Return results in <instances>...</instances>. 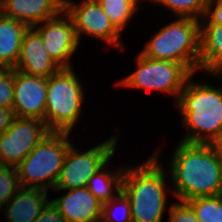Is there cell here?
Segmentation results:
<instances>
[{
    "label": "cell",
    "mask_w": 222,
    "mask_h": 222,
    "mask_svg": "<svg viewBox=\"0 0 222 222\" xmlns=\"http://www.w3.org/2000/svg\"><path fill=\"white\" fill-rule=\"evenodd\" d=\"M172 155L173 193L179 201L222 195V158L210 143L181 141Z\"/></svg>",
    "instance_id": "obj_1"
},
{
    "label": "cell",
    "mask_w": 222,
    "mask_h": 222,
    "mask_svg": "<svg viewBox=\"0 0 222 222\" xmlns=\"http://www.w3.org/2000/svg\"><path fill=\"white\" fill-rule=\"evenodd\" d=\"M158 156L137 167L124 168L121 191L127 196L132 222H161L166 210L167 189Z\"/></svg>",
    "instance_id": "obj_2"
},
{
    "label": "cell",
    "mask_w": 222,
    "mask_h": 222,
    "mask_svg": "<svg viewBox=\"0 0 222 222\" xmlns=\"http://www.w3.org/2000/svg\"><path fill=\"white\" fill-rule=\"evenodd\" d=\"M191 78L176 102L183 125L190 129L182 141L210 143L222 129V89L194 83Z\"/></svg>",
    "instance_id": "obj_3"
},
{
    "label": "cell",
    "mask_w": 222,
    "mask_h": 222,
    "mask_svg": "<svg viewBox=\"0 0 222 222\" xmlns=\"http://www.w3.org/2000/svg\"><path fill=\"white\" fill-rule=\"evenodd\" d=\"M200 22L178 17L154 34L141 54L156 60L178 62L193 75L199 69Z\"/></svg>",
    "instance_id": "obj_4"
},
{
    "label": "cell",
    "mask_w": 222,
    "mask_h": 222,
    "mask_svg": "<svg viewBox=\"0 0 222 222\" xmlns=\"http://www.w3.org/2000/svg\"><path fill=\"white\" fill-rule=\"evenodd\" d=\"M67 132H49L16 167L22 188H48L58 180L66 153L72 144ZM48 179V180H47Z\"/></svg>",
    "instance_id": "obj_5"
},
{
    "label": "cell",
    "mask_w": 222,
    "mask_h": 222,
    "mask_svg": "<svg viewBox=\"0 0 222 222\" xmlns=\"http://www.w3.org/2000/svg\"><path fill=\"white\" fill-rule=\"evenodd\" d=\"M82 88L73 68H61L47 78L45 123L50 132H72L82 111Z\"/></svg>",
    "instance_id": "obj_6"
},
{
    "label": "cell",
    "mask_w": 222,
    "mask_h": 222,
    "mask_svg": "<svg viewBox=\"0 0 222 222\" xmlns=\"http://www.w3.org/2000/svg\"><path fill=\"white\" fill-rule=\"evenodd\" d=\"M136 65L133 73L118 81L119 85L173 94L176 95V102L186 81L193 76L178 62L147 58L141 53Z\"/></svg>",
    "instance_id": "obj_7"
},
{
    "label": "cell",
    "mask_w": 222,
    "mask_h": 222,
    "mask_svg": "<svg viewBox=\"0 0 222 222\" xmlns=\"http://www.w3.org/2000/svg\"><path fill=\"white\" fill-rule=\"evenodd\" d=\"M117 135L107 139L84 153L74 149L71 144L60 170L55 191L87 187L89 179L104 167L114 155Z\"/></svg>",
    "instance_id": "obj_8"
},
{
    "label": "cell",
    "mask_w": 222,
    "mask_h": 222,
    "mask_svg": "<svg viewBox=\"0 0 222 222\" xmlns=\"http://www.w3.org/2000/svg\"><path fill=\"white\" fill-rule=\"evenodd\" d=\"M49 132L43 120L15 117L0 134V165L17 167Z\"/></svg>",
    "instance_id": "obj_9"
},
{
    "label": "cell",
    "mask_w": 222,
    "mask_h": 222,
    "mask_svg": "<svg viewBox=\"0 0 222 222\" xmlns=\"http://www.w3.org/2000/svg\"><path fill=\"white\" fill-rule=\"evenodd\" d=\"M64 10L73 20L78 41L80 35L85 33L123 49L121 32L109 20L99 3L83 0L77 5L70 0H64Z\"/></svg>",
    "instance_id": "obj_10"
},
{
    "label": "cell",
    "mask_w": 222,
    "mask_h": 222,
    "mask_svg": "<svg viewBox=\"0 0 222 222\" xmlns=\"http://www.w3.org/2000/svg\"><path fill=\"white\" fill-rule=\"evenodd\" d=\"M62 17L45 20L41 27H33L41 36L47 53L61 68H72L70 58L79 45L71 17L63 11Z\"/></svg>",
    "instance_id": "obj_11"
},
{
    "label": "cell",
    "mask_w": 222,
    "mask_h": 222,
    "mask_svg": "<svg viewBox=\"0 0 222 222\" xmlns=\"http://www.w3.org/2000/svg\"><path fill=\"white\" fill-rule=\"evenodd\" d=\"M47 78L28 75L14 69L15 117L34 118L45 122Z\"/></svg>",
    "instance_id": "obj_12"
},
{
    "label": "cell",
    "mask_w": 222,
    "mask_h": 222,
    "mask_svg": "<svg viewBox=\"0 0 222 222\" xmlns=\"http://www.w3.org/2000/svg\"><path fill=\"white\" fill-rule=\"evenodd\" d=\"M15 69L28 75L48 78L57 73L61 67L45 50L40 34L33 27H28L22 38Z\"/></svg>",
    "instance_id": "obj_13"
},
{
    "label": "cell",
    "mask_w": 222,
    "mask_h": 222,
    "mask_svg": "<svg viewBox=\"0 0 222 222\" xmlns=\"http://www.w3.org/2000/svg\"><path fill=\"white\" fill-rule=\"evenodd\" d=\"M64 0H0V13L28 27L63 14Z\"/></svg>",
    "instance_id": "obj_14"
},
{
    "label": "cell",
    "mask_w": 222,
    "mask_h": 222,
    "mask_svg": "<svg viewBox=\"0 0 222 222\" xmlns=\"http://www.w3.org/2000/svg\"><path fill=\"white\" fill-rule=\"evenodd\" d=\"M50 201L66 222H101L102 203L87 187L70 189L65 195Z\"/></svg>",
    "instance_id": "obj_15"
},
{
    "label": "cell",
    "mask_w": 222,
    "mask_h": 222,
    "mask_svg": "<svg viewBox=\"0 0 222 222\" xmlns=\"http://www.w3.org/2000/svg\"><path fill=\"white\" fill-rule=\"evenodd\" d=\"M42 188H20L7 202L3 212L8 222H34L49 202Z\"/></svg>",
    "instance_id": "obj_16"
},
{
    "label": "cell",
    "mask_w": 222,
    "mask_h": 222,
    "mask_svg": "<svg viewBox=\"0 0 222 222\" xmlns=\"http://www.w3.org/2000/svg\"><path fill=\"white\" fill-rule=\"evenodd\" d=\"M199 70L222 73V26L200 22Z\"/></svg>",
    "instance_id": "obj_17"
},
{
    "label": "cell",
    "mask_w": 222,
    "mask_h": 222,
    "mask_svg": "<svg viewBox=\"0 0 222 222\" xmlns=\"http://www.w3.org/2000/svg\"><path fill=\"white\" fill-rule=\"evenodd\" d=\"M28 26L0 13V64L15 69Z\"/></svg>",
    "instance_id": "obj_18"
},
{
    "label": "cell",
    "mask_w": 222,
    "mask_h": 222,
    "mask_svg": "<svg viewBox=\"0 0 222 222\" xmlns=\"http://www.w3.org/2000/svg\"><path fill=\"white\" fill-rule=\"evenodd\" d=\"M102 167L89 179L87 188L102 204L116 196L113 194V186L117 193L121 191L124 168L114 173L103 170ZM103 170V171H102Z\"/></svg>",
    "instance_id": "obj_19"
},
{
    "label": "cell",
    "mask_w": 222,
    "mask_h": 222,
    "mask_svg": "<svg viewBox=\"0 0 222 222\" xmlns=\"http://www.w3.org/2000/svg\"><path fill=\"white\" fill-rule=\"evenodd\" d=\"M138 3L139 0H103L99 4L109 20L121 32L137 12Z\"/></svg>",
    "instance_id": "obj_20"
},
{
    "label": "cell",
    "mask_w": 222,
    "mask_h": 222,
    "mask_svg": "<svg viewBox=\"0 0 222 222\" xmlns=\"http://www.w3.org/2000/svg\"><path fill=\"white\" fill-rule=\"evenodd\" d=\"M187 203L200 222H222V195L197 197Z\"/></svg>",
    "instance_id": "obj_21"
},
{
    "label": "cell",
    "mask_w": 222,
    "mask_h": 222,
    "mask_svg": "<svg viewBox=\"0 0 222 222\" xmlns=\"http://www.w3.org/2000/svg\"><path fill=\"white\" fill-rule=\"evenodd\" d=\"M170 9L177 18H193L199 20L204 18L208 0H153Z\"/></svg>",
    "instance_id": "obj_22"
},
{
    "label": "cell",
    "mask_w": 222,
    "mask_h": 222,
    "mask_svg": "<svg viewBox=\"0 0 222 222\" xmlns=\"http://www.w3.org/2000/svg\"><path fill=\"white\" fill-rule=\"evenodd\" d=\"M12 168V169H11ZM0 165V208L16 194L21 188L19 184L18 171L13 166ZM3 207V208H2Z\"/></svg>",
    "instance_id": "obj_23"
},
{
    "label": "cell",
    "mask_w": 222,
    "mask_h": 222,
    "mask_svg": "<svg viewBox=\"0 0 222 222\" xmlns=\"http://www.w3.org/2000/svg\"><path fill=\"white\" fill-rule=\"evenodd\" d=\"M117 201L120 202V205L122 206V208H120L121 212L119 211L121 218L116 219L114 217H117V214H116L117 212L115 213V209H114L113 206L115 205L114 203L117 202ZM118 215H119V213H118ZM114 219H116V220H114ZM101 222H132L130 202H129V199L127 198V196L122 191L117 193L115 199L113 198L110 201L102 204Z\"/></svg>",
    "instance_id": "obj_24"
},
{
    "label": "cell",
    "mask_w": 222,
    "mask_h": 222,
    "mask_svg": "<svg viewBox=\"0 0 222 222\" xmlns=\"http://www.w3.org/2000/svg\"><path fill=\"white\" fill-rule=\"evenodd\" d=\"M14 102V69L0 79V107L12 109Z\"/></svg>",
    "instance_id": "obj_25"
},
{
    "label": "cell",
    "mask_w": 222,
    "mask_h": 222,
    "mask_svg": "<svg viewBox=\"0 0 222 222\" xmlns=\"http://www.w3.org/2000/svg\"><path fill=\"white\" fill-rule=\"evenodd\" d=\"M180 202V203H179ZM169 209L168 222H200L192 209V207L185 201H179Z\"/></svg>",
    "instance_id": "obj_26"
},
{
    "label": "cell",
    "mask_w": 222,
    "mask_h": 222,
    "mask_svg": "<svg viewBox=\"0 0 222 222\" xmlns=\"http://www.w3.org/2000/svg\"><path fill=\"white\" fill-rule=\"evenodd\" d=\"M214 1L215 0H208L207 2L203 24H216L222 26V0H216V5L213 3Z\"/></svg>",
    "instance_id": "obj_27"
},
{
    "label": "cell",
    "mask_w": 222,
    "mask_h": 222,
    "mask_svg": "<svg viewBox=\"0 0 222 222\" xmlns=\"http://www.w3.org/2000/svg\"><path fill=\"white\" fill-rule=\"evenodd\" d=\"M34 222H66L62 214L49 201Z\"/></svg>",
    "instance_id": "obj_28"
},
{
    "label": "cell",
    "mask_w": 222,
    "mask_h": 222,
    "mask_svg": "<svg viewBox=\"0 0 222 222\" xmlns=\"http://www.w3.org/2000/svg\"><path fill=\"white\" fill-rule=\"evenodd\" d=\"M15 118L12 109H5L0 107V134L4 133L12 124Z\"/></svg>",
    "instance_id": "obj_29"
},
{
    "label": "cell",
    "mask_w": 222,
    "mask_h": 222,
    "mask_svg": "<svg viewBox=\"0 0 222 222\" xmlns=\"http://www.w3.org/2000/svg\"><path fill=\"white\" fill-rule=\"evenodd\" d=\"M214 151L222 158V129L218 135L210 142Z\"/></svg>",
    "instance_id": "obj_30"
},
{
    "label": "cell",
    "mask_w": 222,
    "mask_h": 222,
    "mask_svg": "<svg viewBox=\"0 0 222 222\" xmlns=\"http://www.w3.org/2000/svg\"><path fill=\"white\" fill-rule=\"evenodd\" d=\"M10 70L9 67L0 64V79Z\"/></svg>",
    "instance_id": "obj_31"
},
{
    "label": "cell",
    "mask_w": 222,
    "mask_h": 222,
    "mask_svg": "<svg viewBox=\"0 0 222 222\" xmlns=\"http://www.w3.org/2000/svg\"><path fill=\"white\" fill-rule=\"evenodd\" d=\"M86 1L91 2V3H100L103 0H86Z\"/></svg>",
    "instance_id": "obj_32"
},
{
    "label": "cell",
    "mask_w": 222,
    "mask_h": 222,
    "mask_svg": "<svg viewBox=\"0 0 222 222\" xmlns=\"http://www.w3.org/2000/svg\"><path fill=\"white\" fill-rule=\"evenodd\" d=\"M215 75H220V76H222V73H215Z\"/></svg>",
    "instance_id": "obj_33"
}]
</instances>
